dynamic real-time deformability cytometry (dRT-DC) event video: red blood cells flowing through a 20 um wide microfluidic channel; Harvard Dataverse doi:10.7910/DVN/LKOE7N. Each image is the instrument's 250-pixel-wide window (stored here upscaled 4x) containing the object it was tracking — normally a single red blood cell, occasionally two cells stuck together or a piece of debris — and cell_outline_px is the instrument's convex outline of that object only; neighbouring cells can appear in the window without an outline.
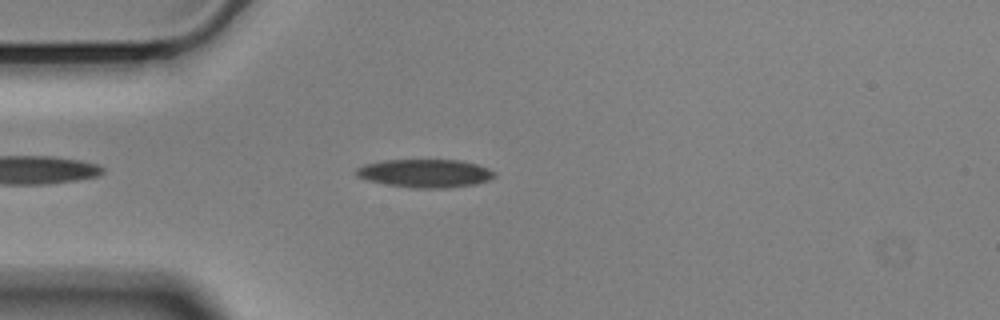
{"species": "Egyptian fruit bat (a non-hibernating species)", "species_latin": "Rousettus aegyptiacus", "temperature_condition": "cold", "stored_images_in_passage": 30, "camera_frame_rate_fps": 3000, "um_per_image_px": 0.085, "animal": {"sex": "male"}, "frame": {"image": 1, "passage_image": 5, "time_ms": 1.333, "image_size_px": [1000, 320], "cell_outline_px": [[496, 176], [488, 180], [476, 184], [444, 188], [412, 188], [384, 184], [368, 180], [356, 176], [352, 172], [356, 168], [364, 164], [384, 160], [460, 160], [476, 164], [488, 168], [496, 172]], "centroid_in_image_um": [36.1, 14.73], "position_along_channel_um": 48.9, "area_um2": 22.95}}
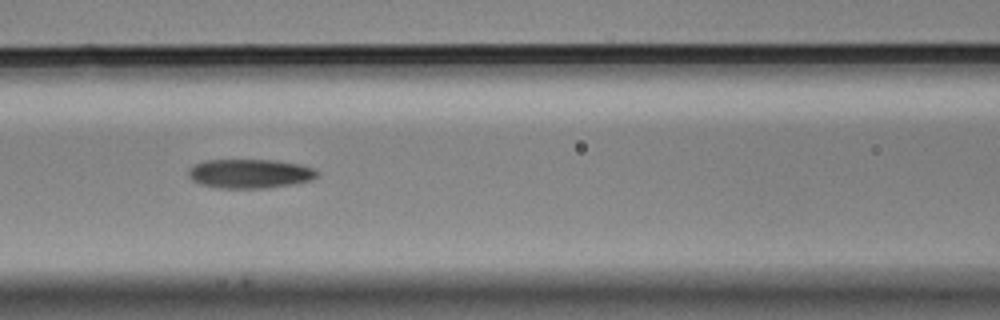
{"frame": {"image": 2, "passage_image": 14, "time_ms": 4.333, "image_size_px": [1000, 320], "cell_outline_px": [[316, 176], [312, 180], [292, 184], [268, 188], [216, 188], [200, 184], [192, 180], [188, 176], [188, 168], [204, 160], [276, 160], [300, 164], [312, 168], [316, 172]], "centroid_in_image_um": [21.19, 14.76], "position_along_channel_um": 145.4, "area_um2": 21.91}}
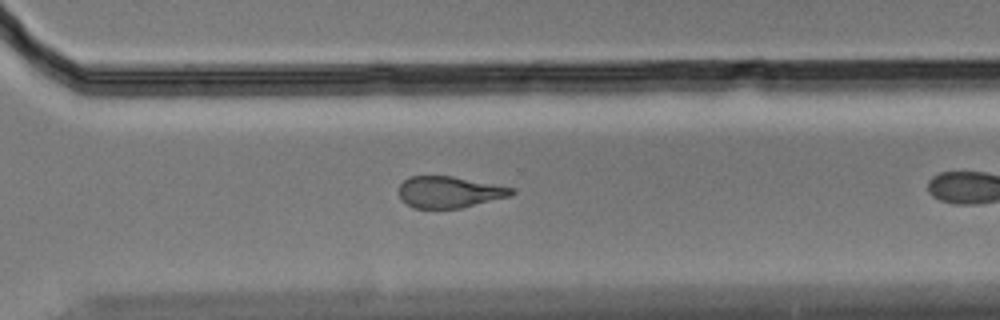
{"frame": {"image": 3, "passage_image": 26, "time_ms": 8.333, "image_size_px": [1000, 320], "cell_outline_px": [[516, 192], [512, 196], [460, 208], [412, 208], [404, 204], [400, 200], [396, 192], [400, 184], [408, 176], [452, 176], [516, 188]], "centroid_in_image_um": [38.16, 16.33], "position_along_channel_um": 332.4, "area_um2": 21.1}}